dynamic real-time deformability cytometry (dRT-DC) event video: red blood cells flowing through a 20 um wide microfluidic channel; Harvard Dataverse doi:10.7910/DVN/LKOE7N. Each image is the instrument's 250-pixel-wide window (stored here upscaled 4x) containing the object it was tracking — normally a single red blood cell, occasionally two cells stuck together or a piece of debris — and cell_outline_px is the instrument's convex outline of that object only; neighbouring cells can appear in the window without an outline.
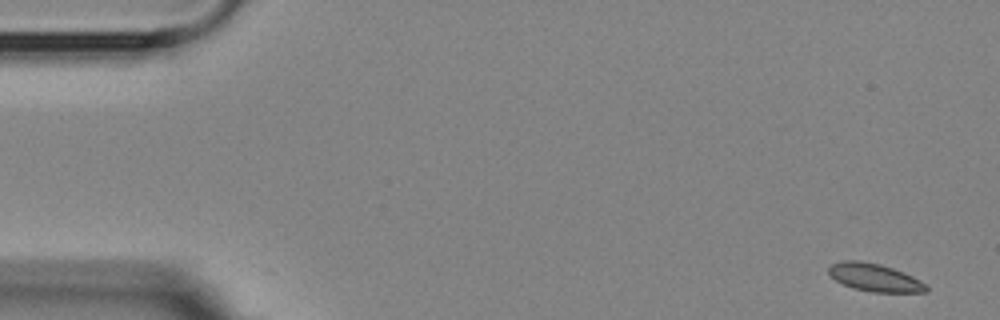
{"species": "Egyptian fruit bat (a non-hibernating species)", "species_latin": "Rousettus aegyptiacus", "temperature_condition": "room temperature", "stored_images_in_passage": 3, "camera_frame_rate_fps": 3000, "um_per_image_px": 0.085, "animal": {"sex": "female"}, "frame": {"image": 1, "passage_image": 1, "time_ms": 0.0, "image_size_px": [1000, 320], "cell_outline_px": [[928, 292], [872, 292], [852, 288], [836, 280], [828, 272], [828, 268], [832, 264], [844, 260], [860, 260], [880, 264], [904, 272], [920, 280], [928, 288]], "centroid_in_image_um": [74.35, 23.58], "position_along_channel_um": 10.7, "area_um2": 15.72}}